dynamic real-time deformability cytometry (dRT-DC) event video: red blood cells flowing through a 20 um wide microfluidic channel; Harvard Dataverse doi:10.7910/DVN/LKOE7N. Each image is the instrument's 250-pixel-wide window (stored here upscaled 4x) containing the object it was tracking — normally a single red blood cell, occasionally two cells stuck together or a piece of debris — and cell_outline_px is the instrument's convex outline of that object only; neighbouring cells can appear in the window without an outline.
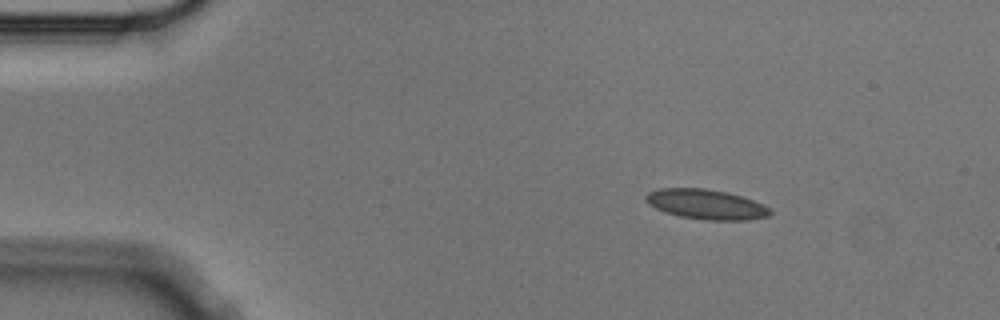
{"species": "Egyptian fruit bat (a non-hibernating species)", "species_latin": "Rousettus aegyptiacus", "temperature_condition": "cold", "stored_images_in_passage": 2, "camera_frame_rate_fps": 3000, "um_per_image_px": 0.085, "animal": {"sex": "male"}, "frame": {"image": 1, "passage_image": 1, "time_ms": 0.0, "image_size_px": [1000, 320], "cell_outline_px": [[772, 212], [768, 216], [748, 220], [708, 220], [680, 216], [664, 212], [648, 204], [644, 200], [644, 196], [648, 192], [656, 188], [708, 188], [728, 192], [764, 204]], "centroid_in_image_um": [59.98, 17.35], "position_along_channel_um": 25.0, "area_um2": 21.79}}